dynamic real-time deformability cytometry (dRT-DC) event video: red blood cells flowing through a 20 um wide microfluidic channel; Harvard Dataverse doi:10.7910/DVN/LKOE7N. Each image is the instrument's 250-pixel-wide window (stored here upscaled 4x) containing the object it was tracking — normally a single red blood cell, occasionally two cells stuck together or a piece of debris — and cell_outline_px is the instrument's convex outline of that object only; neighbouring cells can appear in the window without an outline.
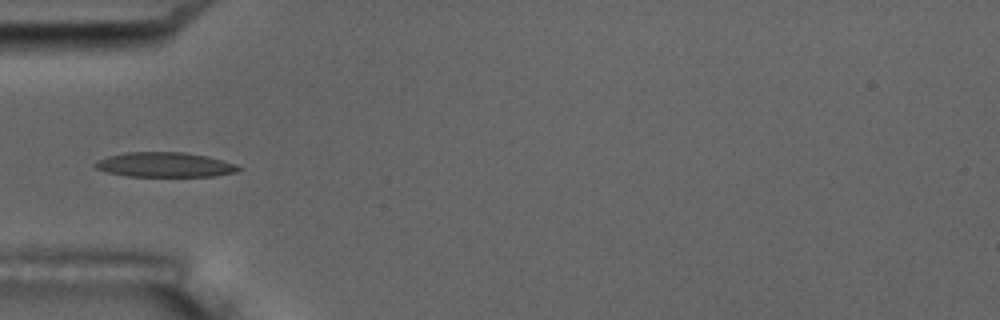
{"species": "common noctule bat (a hibernating species)", "species_latin": "Nyctalus noctula", "temperature_condition": "room temperature", "stored_images_in_passage": 9, "camera_frame_rate_fps": 3000, "um_per_image_px": 0.085, "animal": {"sex": "male", "body_mass_g": 17.5, "forearm_length_mm": 52.3}, "frame": {"image": 1, "passage_image": 6, "time_ms": 5.667, "image_size_px": [1000, 320], "cell_outline_px": [[244, 168], [236, 172], [216, 176], [128, 176], [108, 172], [96, 168], [92, 164], [108, 156], [128, 152], [184, 152], [208, 156], [236, 164]], "centroid_in_image_um": [14.06, 14.0], "position_along_channel_um": 70.9, "area_um2": 20.63}}
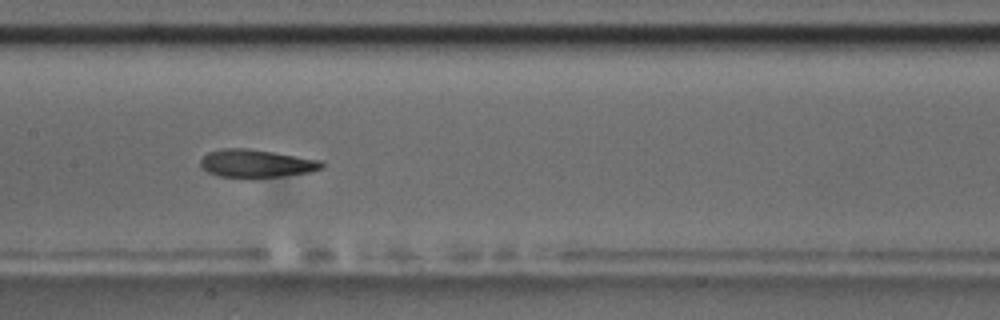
{"frame": {"image": 2, "passage_image": 9, "time_ms": 9.0, "image_size_px": [1000, 320], "cell_outline_px": [[324, 168], [308, 172], [252, 180], [248, 180], [220, 176], [208, 172], [200, 164], [200, 160], [208, 152], [224, 148], [248, 148], [320, 160], [324, 164]], "centroid_in_image_um": [21.76, 13.92], "position_along_channel_um": 185.6, "area_um2": 20.06}}